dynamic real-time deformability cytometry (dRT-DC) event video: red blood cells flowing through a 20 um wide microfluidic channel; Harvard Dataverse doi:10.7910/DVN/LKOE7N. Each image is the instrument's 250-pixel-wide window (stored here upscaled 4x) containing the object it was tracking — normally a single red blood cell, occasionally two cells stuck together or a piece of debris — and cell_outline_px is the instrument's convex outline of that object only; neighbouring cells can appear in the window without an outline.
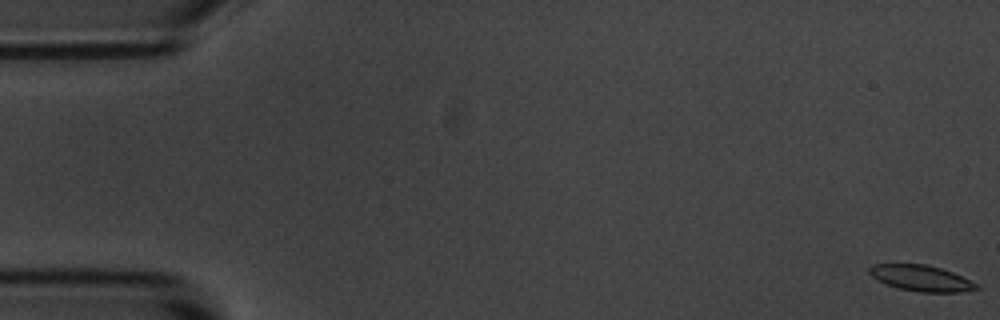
{"species": "common noctule bat (a hibernating species)", "species_latin": "Nyctalus noctula", "temperature_condition": "room temperature", "stored_images_in_passage": 16, "camera_frame_rate_fps": 3000, "um_per_image_px": 0.085, "animal": {"sex": "male", "body_mass_g": 20.1, "forearm_length_mm": 53.5}, "frame": {"image": 1, "passage_image": 1, "time_ms": 0.0, "image_size_px": [1000, 320], "cell_outline_px": [[980, 288], [960, 292], [920, 292], [900, 288], [884, 284], [872, 276], [868, 272], [868, 268], [872, 264], [924, 264], [940, 268], [952, 272], [980, 284]], "centroid_in_image_um": [78.3, 23.64], "position_along_channel_um": 6.7, "area_um2": 16.18}}
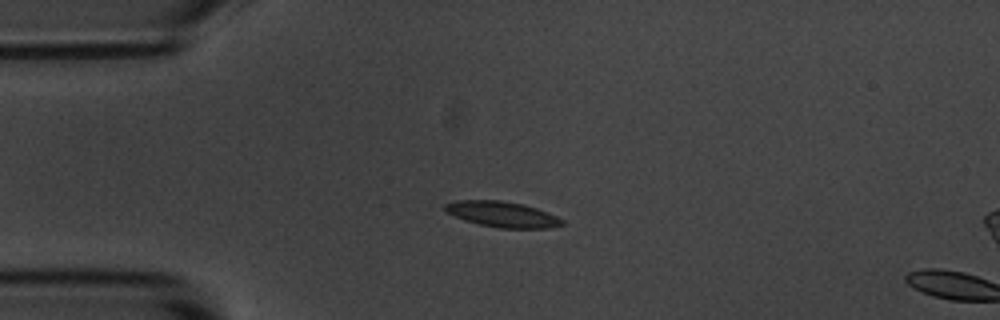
{"frame": {"image": 2, "passage_image": 14, "time_ms": 4.333, "image_size_px": [1000, 320], "cell_outline_px": [[564, 224], [552, 228], [496, 228], [464, 220], [448, 212], [444, 208], [444, 204], [456, 200], [500, 200], [524, 204], [536, 208], [556, 216], [564, 220]], "centroid_in_image_um": [42.71, 18.21], "position_along_channel_um": 42.3, "area_um2": 17.46}}